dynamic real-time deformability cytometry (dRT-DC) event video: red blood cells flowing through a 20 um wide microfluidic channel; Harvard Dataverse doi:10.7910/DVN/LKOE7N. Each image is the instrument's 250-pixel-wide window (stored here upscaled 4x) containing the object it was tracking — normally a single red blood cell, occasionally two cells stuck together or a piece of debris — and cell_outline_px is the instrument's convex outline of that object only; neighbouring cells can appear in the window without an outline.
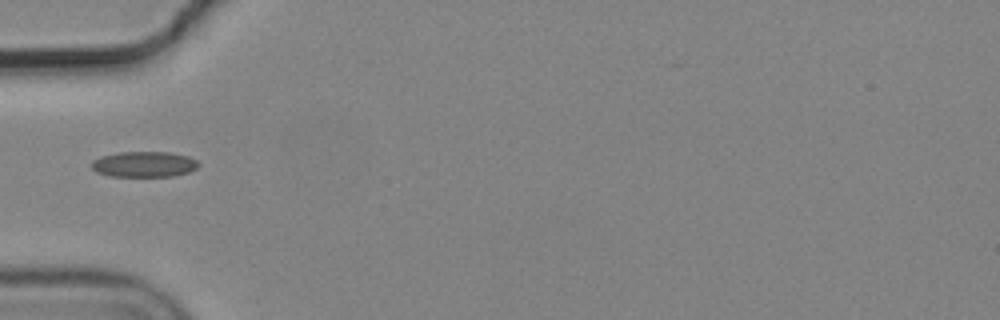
{"species": "common noctule bat (a hibernating species)", "species_latin": "Nyctalus noctula", "temperature_condition": "cold", "stored_images_in_passage": 38, "camera_frame_rate_fps": 3000, "um_per_image_px": 0.085, "animal": {"sex": "male", "body_mass_g": 19.2, "forearm_length_mm": 51.8}, "frame": {"image": 1, "passage_image": 1, "time_ms": 0.0, "image_size_px": [1000, 320], "cell_outline_px": [[200, 164], [196, 168], [188, 172], [172, 176], [108, 176], [96, 172], [92, 168], [92, 160], [100, 156], [120, 152], [168, 152], [188, 156], [196, 160]], "centroid_in_image_um": [12.22, 13.96], "position_along_channel_um": 72.8, "area_um2": 15.95}}
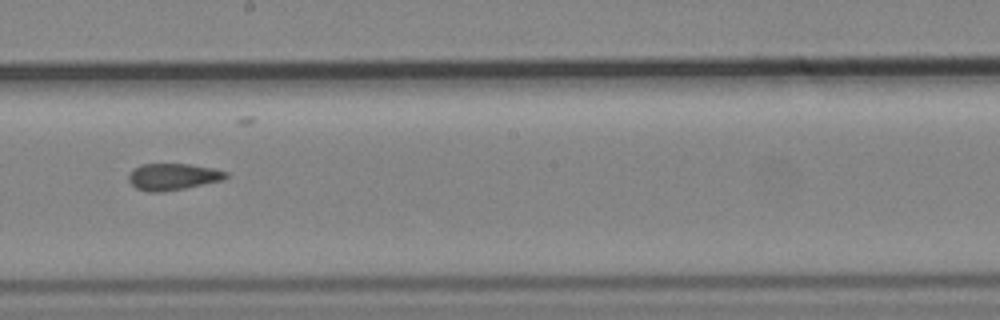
{"frame": {"image": 2, "passage_image": 14, "time_ms": 4.333, "image_size_px": [1000, 320], "cell_outline_px": [[228, 176], [220, 180], [184, 188], [160, 192], [148, 192], [136, 188], [128, 180], [128, 176], [140, 164], [188, 164], [212, 168], [228, 172]], "centroid_in_image_um": [14.67, 15.02], "position_along_channel_um": 233.5, "area_um2": 14.8}}
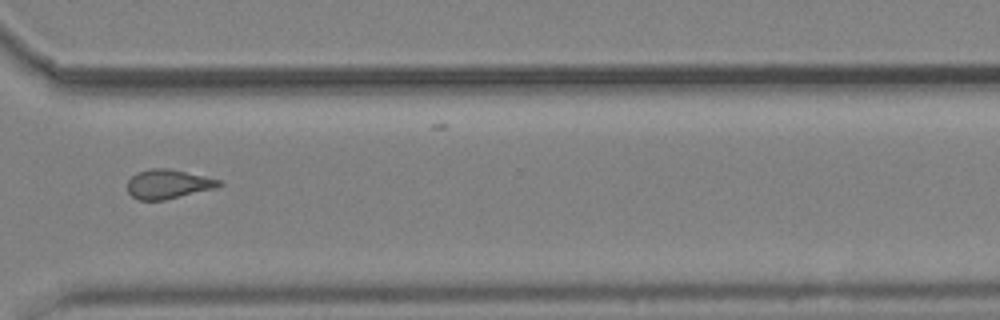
{"frame": {"image": 3, "passage_image": 24, "time_ms": 7.667, "image_size_px": [1000, 320], "cell_outline_px": [[224, 184], [216, 188], [164, 200], [136, 200], [128, 192], [128, 180], [136, 172], [152, 168], [168, 168], [204, 176], [220, 180]], "centroid_in_image_um": [14.28, 15.65], "position_along_channel_um": 356.3, "area_um2": 15.61}, "authors_computed_cell_mechanics": {"area_um2": 15.5482, "velocity_mm_per_s": 3.6936, "shape_relaxation_time_tau1_ms": null, "shape_relaxation_time_tau2_ms": 2.7783, "deformation_change_tau1": null, "deformation_change_tau2": 0.0859}}